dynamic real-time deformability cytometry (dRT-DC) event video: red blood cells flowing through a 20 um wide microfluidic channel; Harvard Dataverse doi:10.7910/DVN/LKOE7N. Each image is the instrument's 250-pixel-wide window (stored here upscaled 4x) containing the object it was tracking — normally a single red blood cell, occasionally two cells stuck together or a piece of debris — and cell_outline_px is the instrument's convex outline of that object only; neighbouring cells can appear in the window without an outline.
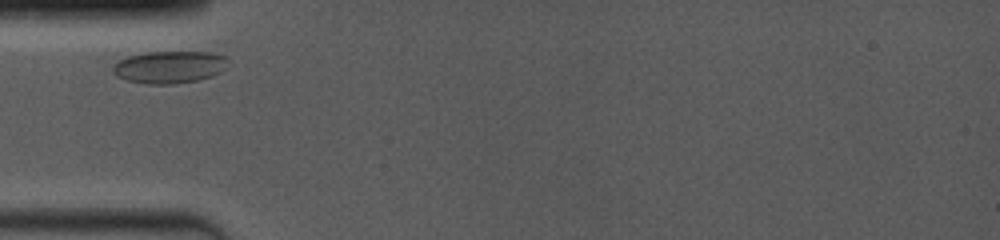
{"species": "common noctule bat (a hibernating species)", "species_latin": "Nyctalus noctula", "temperature_condition": "room temperature", "stored_images_in_passage": 9, "camera_frame_rate_fps": 4000, "um_per_image_px": 0.085, "animal": {"sex": "female", "body_mass_g": 19.0, "forearm_length_mm": 53.3}, "frame": {"image": 1, "passage_image": 1, "time_ms": 0.0, "image_size_px": [1000, 240], "cell_outline_px": [[228, 68], [212, 76], [196, 80], [172, 84], [148, 84], [128, 80], [116, 76], [112, 72], [112, 64], [128, 56], [144, 52], [212, 52], [224, 56], [228, 60]], "centroid_in_image_um": [14.4, 5.69], "position_along_channel_um": 70.6, "area_um2": 21.79}}
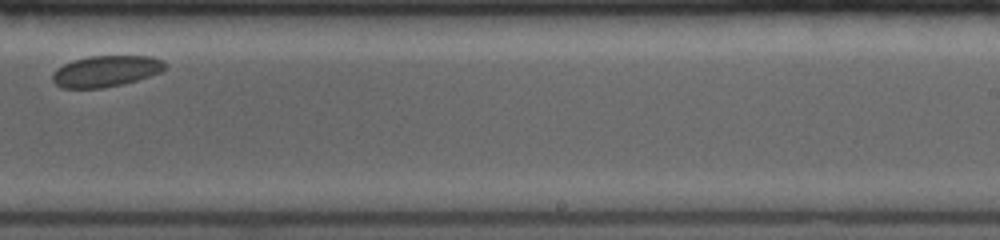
{"frame": {"image": 2, "passage_image": 6, "time_ms": 5.75, "image_size_px": [1000, 240], "cell_outline_px": [[168, 68], [160, 72], [136, 80], [120, 84], [100, 88], [60, 88], [52, 80], [52, 72], [56, 68], [72, 60], [88, 56], [148, 56], [164, 60], [168, 64]], "centroid_in_image_um": [8.99, 6.04], "position_along_channel_um": 280.0, "area_um2": 20.52}}
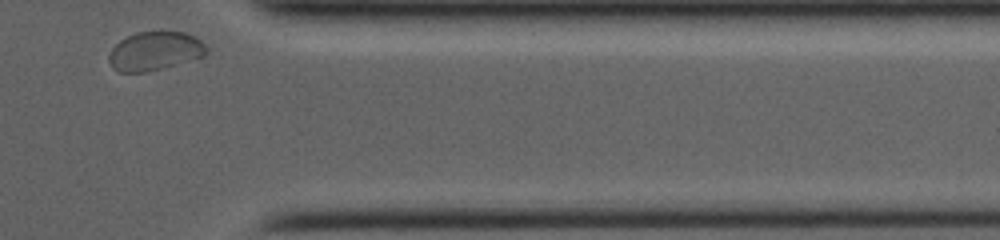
{"frame": {"image": 3, "passage_image": 9, "time_ms": 9.0, "image_size_px": [1000, 240], "cell_outline_px": [[208, 52], [204, 56], [160, 68], [144, 72], [116, 72], [112, 68], [108, 60], [108, 56], [112, 48], [120, 40], [136, 32], [160, 28], [184, 32], [196, 36], [204, 44]], "centroid_in_image_um": [13.15, 4.28], "position_along_channel_um": 398.3, "area_um2": 22.54}}